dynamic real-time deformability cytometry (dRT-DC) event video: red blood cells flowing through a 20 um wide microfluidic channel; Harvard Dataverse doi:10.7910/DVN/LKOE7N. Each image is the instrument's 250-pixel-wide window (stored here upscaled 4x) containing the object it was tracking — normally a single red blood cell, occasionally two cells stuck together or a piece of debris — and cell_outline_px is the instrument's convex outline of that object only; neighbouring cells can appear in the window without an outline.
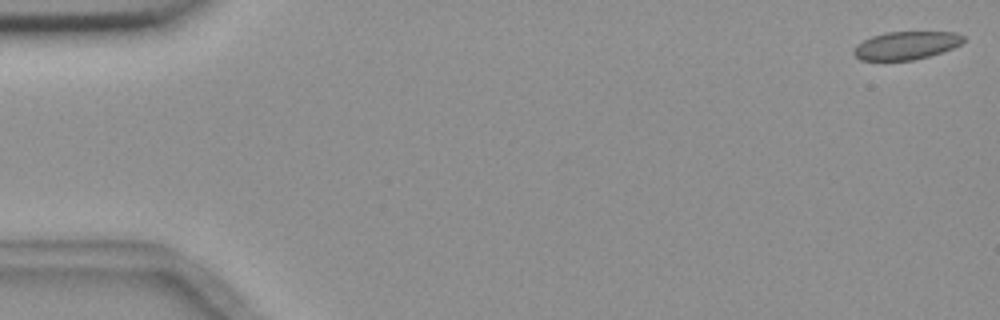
{"species": "common noctule bat (a hibernating species)", "species_latin": "Nyctalus noctula", "temperature_condition": "room temperature", "stored_images_in_passage": 5, "camera_frame_rate_fps": 3000, "um_per_image_px": 0.085, "animal": {"sex": "female", "body_mass_g": 18.4}, "frame": {"image": 1, "passage_image": 1, "time_ms": 0.0, "image_size_px": [1000, 320], "cell_outline_px": [[964, 40], [960, 44], [952, 48], [928, 56], [912, 60], [860, 60], [852, 52], [856, 44], [872, 36], [884, 32], [956, 32], [964, 36]], "centroid_in_image_um": [76.99, 3.85], "position_along_channel_um": 8.0, "area_um2": 17.8}}
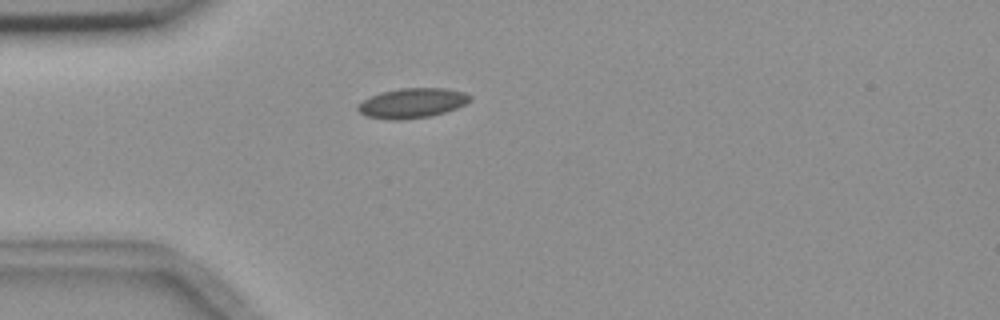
{"frame": {"image": 2, "passage_image": 5, "time_ms": 4.667, "image_size_px": [1000, 320], "cell_outline_px": [[472, 100], [456, 108], [444, 112], [428, 116], [404, 120], [388, 120], [364, 116], [356, 108], [364, 100], [380, 92], [400, 88], [444, 88], [464, 92], [472, 96]], "centroid_in_image_um": [35.03, 8.76], "position_along_channel_um": 50.0, "area_um2": 19.48}}